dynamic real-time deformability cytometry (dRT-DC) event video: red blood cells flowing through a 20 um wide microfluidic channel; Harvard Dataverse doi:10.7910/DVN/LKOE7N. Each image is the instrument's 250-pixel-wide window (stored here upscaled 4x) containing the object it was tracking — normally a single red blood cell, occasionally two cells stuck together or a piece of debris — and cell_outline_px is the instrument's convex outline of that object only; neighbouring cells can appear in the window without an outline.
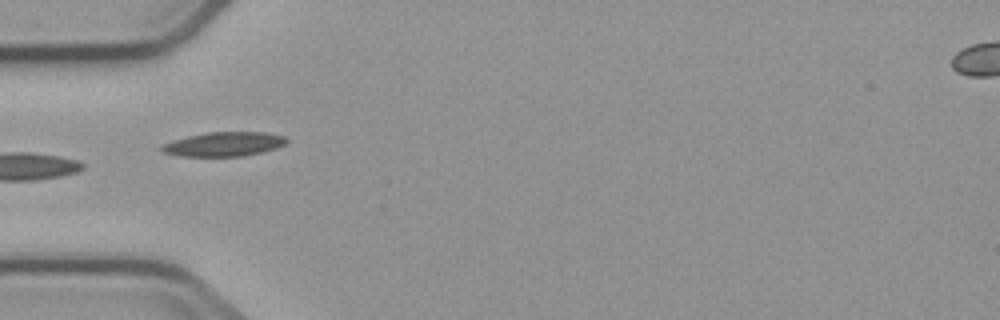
{"species": "common noctule bat (a hibernating species)", "species_latin": "Nyctalus noctula", "temperature_condition": "cold", "stored_images_in_passage": 4, "camera_frame_rate_fps": 3000, "um_per_image_px": 0.085, "animal": {"sex": "male", "body_mass_g": 23.1, "forearm_length_mm": 52.7}, "frame": {"image": 1, "passage_image": 3, "time_ms": 2.333, "image_size_px": [1000, 320], "cell_outline_px": [[288, 140], [284, 144], [276, 148], [260, 152], [240, 156], [180, 156], [164, 152], [160, 148], [160, 144], [172, 140], [204, 132], [264, 132], [284, 136]], "centroid_in_image_um": [18.99, 12.24], "position_along_channel_um": 66.0, "area_um2": 17.57}}
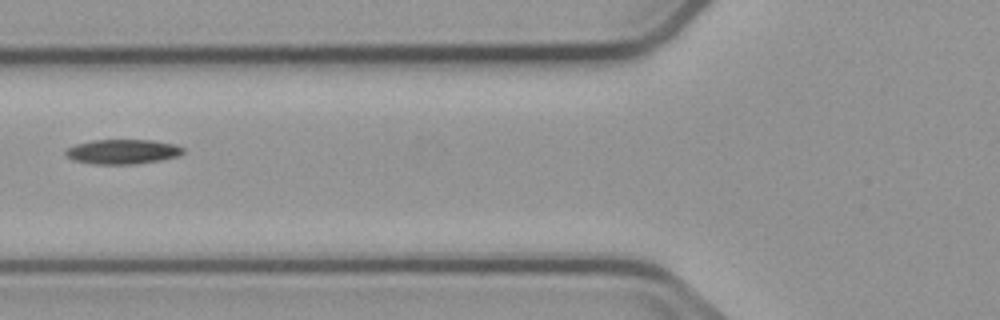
{"frame": {"image": 2, "passage_image": 4, "time_ms": 3.667, "image_size_px": [1000, 320], "cell_outline_px": [[184, 152], [180, 156], [160, 160], [136, 164], [92, 164], [72, 160], [64, 152], [68, 148], [76, 144], [92, 140], [152, 140], [176, 144], [184, 148]], "centroid_in_image_um": [10.45, 12.89], "position_along_channel_um": 115.4, "area_um2": 16.99}}